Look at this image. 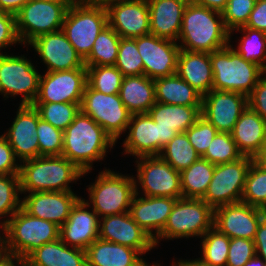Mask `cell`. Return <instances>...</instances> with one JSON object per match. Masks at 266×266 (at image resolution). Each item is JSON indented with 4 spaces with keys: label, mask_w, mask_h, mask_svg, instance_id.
<instances>
[{
    "label": "cell",
    "mask_w": 266,
    "mask_h": 266,
    "mask_svg": "<svg viewBox=\"0 0 266 266\" xmlns=\"http://www.w3.org/2000/svg\"><path fill=\"white\" fill-rule=\"evenodd\" d=\"M115 141L90 116L81 111L63 131L62 156L74 163L86 175L93 162L102 161Z\"/></svg>",
    "instance_id": "cell-1"
},
{
    "label": "cell",
    "mask_w": 266,
    "mask_h": 266,
    "mask_svg": "<svg viewBox=\"0 0 266 266\" xmlns=\"http://www.w3.org/2000/svg\"><path fill=\"white\" fill-rule=\"evenodd\" d=\"M177 41L180 42V49L208 53L231 43L221 12L197 5L191 0L184 10Z\"/></svg>",
    "instance_id": "cell-2"
},
{
    "label": "cell",
    "mask_w": 266,
    "mask_h": 266,
    "mask_svg": "<svg viewBox=\"0 0 266 266\" xmlns=\"http://www.w3.org/2000/svg\"><path fill=\"white\" fill-rule=\"evenodd\" d=\"M83 173L64 156H38L22 161L19 171L21 194L72 191L69 184L76 183Z\"/></svg>",
    "instance_id": "cell-3"
},
{
    "label": "cell",
    "mask_w": 266,
    "mask_h": 266,
    "mask_svg": "<svg viewBox=\"0 0 266 266\" xmlns=\"http://www.w3.org/2000/svg\"><path fill=\"white\" fill-rule=\"evenodd\" d=\"M107 26L108 15L103 2L74 0L65 14L62 30L84 60L98 34Z\"/></svg>",
    "instance_id": "cell-4"
},
{
    "label": "cell",
    "mask_w": 266,
    "mask_h": 266,
    "mask_svg": "<svg viewBox=\"0 0 266 266\" xmlns=\"http://www.w3.org/2000/svg\"><path fill=\"white\" fill-rule=\"evenodd\" d=\"M210 60L214 90L238 92L248 97L262 77V68L243 59L231 44L210 53Z\"/></svg>",
    "instance_id": "cell-5"
},
{
    "label": "cell",
    "mask_w": 266,
    "mask_h": 266,
    "mask_svg": "<svg viewBox=\"0 0 266 266\" xmlns=\"http://www.w3.org/2000/svg\"><path fill=\"white\" fill-rule=\"evenodd\" d=\"M7 253L27 257L36 248L59 238L60 227L28 214L22 207L2 222Z\"/></svg>",
    "instance_id": "cell-6"
},
{
    "label": "cell",
    "mask_w": 266,
    "mask_h": 266,
    "mask_svg": "<svg viewBox=\"0 0 266 266\" xmlns=\"http://www.w3.org/2000/svg\"><path fill=\"white\" fill-rule=\"evenodd\" d=\"M96 178L87 188L89 200L84 199L90 208L92 205V209L100 218L129 212L135 195L133 175H123L105 168Z\"/></svg>",
    "instance_id": "cell-7"
},
{
    "label": "cell",
    "mask_w": 266,
    "mask_h": 266,
    "mask_svg": "<svg viewBox=\"0 0 266 266\" xmlns=\"http://www.w3.org/2000/svg\"><path fill=\"white\" fill-rule=\"evenodd\" d=\"M214 226V209L202 199L179 198L172 207L161 234L154 240L155 247L159 240L179 238H201Z\"/></svg>",
    "instance_id": "cell-8"
},
{
    "label": "cell",
    "mask_w": 266,
    "mask_h": 266,
    "mask_svg": "<svg viewBox=\"0 0 266 266\" xmlns=\"http://www.w3.org/2000/svg\"><path fill=\"white\" fill-rule=\"evenodd\" d=\"M74 0H29L15 15L24 46L35 38L62 29L67 9Z\"/></svg>",
    "instance_id": "cell-9"
},
{
    "label": "cell",
    "mask_w": 266,
    "mask_h": 266,
    "mask_svg": "<svg viewBox=\"0 0 266 266\" xmlns=\"http://www.w3.org/2000/svg\"><path fill=\"white\" fill-rule=\"evenodd\" d=\"M81 112L90 116L117 142L127 132L131 113L117 94H104L86 84L80 104Z\"/></svg>",
    "instance_id": "cell-10"
},
{
    "label": "cell",
    "mask_w": 266,
    "mask_h": 266,
    "mask_svg": "<svg viewBox=\"0 0 266 266\" xmlns=\"http://www.w3.org/2000/svg\"><path fill=\"white\" fill-rule=\"evenodd\" d=\"M137 174L135 193L139 186L143 196L146 197H171L182 198L180 171L175 170L160 156H142L135 158ZM138 159V160H137ZM139 184V185H138Z\"/></svg>",
    "instance_id": "cell-11"
},
{
    "label": "cell",
    "mask_w": 266,
    "mask_h": 266,
    "mask_svg": "<svg viewBox=\"0 0 266 266\" xmlns=\"http://www.w3.org/2000/svg\"><path fill=\"white\" fill-rule=\"evenodd\" d=\"M24 55L0 54V93L3 98L22 95L20 105H32L39 92L40 75Z\"/></svg>",
    "instance_id": "cell-12"
},
{
    "label": "cell",
    "mask_w": 266,
    "mask_h": 266,
    "mask_svg": "<svg viewBox=\"0 0 266 266\" xmlns=\"http://www.w3.org/2000/svg\"><path fill=\"white\" fill-rule=\"evenodd\" d=\"M254 158L243 156L240 159L215 165L208 189L202 198L213 209L241 202L246 175Z\"/></svg>",
    "instance_id": "cell-13"
},
{
    "label": "cell",
    "mask_w": 266,
    "mask_h": 266,
    "mask_svg": "<svg viewBox=\"0 0 266 266\" xmlns=\"http://www.w3.org/2000/svg\"><path fill=\"white\" fill-rule=\"evenodd\" d=\"M86 84L87 68L45 72L34 103H81Z\"/></svg>",
    "instance_id": "cell-14"
},
{
    "label": "cell",
    "mask_w": 266,
    "mask_h": 266,
    "mask_svg": "<svg viewBox=\"0 0 266 266\" xmlns=\"http://www.w3.org/2000/svg\"><path fill=\"white\" fill-rule=\"evenodd\" d=\"M136 46L143 61L145 76L155 80L176 73L181 50L177 41L149 33L136 37Z\"/></svg>",
    "instance_id": "cell-15"
},
{
    "label": "cell",
    "mask_w": 266,
    "mask_h": 266,
    "mask_svg": "<svg viewBox=\"0 0 266 266\" xmlns=\"http://www.w3.org/2000/svg\"><path fill=\"white\" fill-rule=\"evenodd\" d=\"M108 25L122 38H136L150 33L147 0H104Z\"/></svg>",
    "instance_id": "cell-16"
},
{
    "label": "cell",
    "mask_w": 266,
    "mask_h": 266,
    "mask_svg": "<svg viewBox=\"0 0 266 266\" xmlns=\"http://www.w3.org/2000/svg\"><path fill=\"white\" fill-rule=\"evenodd\" d=\"M247 107L248 97L246 95L212 89L202 98L201 116L218 132L231 133Z\"/></svg>",
    "instance_id": "cell-17"
},
{
    "label": "cell",
    "mask_w": 266,
    "mask_h": 266,
    "mask_svg": "<svg viewBox=\"0 0 266 266\" xmlns=\"http://www.w3.org/2000/svg\"><path fill=\"white\" fill-rule=\"evenodd\" d=\"M266 211L238 202L214 209V227L229 238L254 240L257 227Z\"/></svg>",
    "instance_id": "cell-18"
},
{
    "label": "cell",
    "mask_w": 266,
    "mask_h": 266,
    "mask_svg": "<svg viewBox=\"0 0 266 266\" xmlns=\"http://www.w3.org/2000/svg\"><path fill=\"white\" fill-rule=\"evenodd\" d=\"M29 45L34 48L40 60L46 65V72L86 68L83 58L68 41L62 29L41 35Z\"/></svg>",
    "instance_id": "cell-19"
},
{
    "label": "cell",
    "mask_w": 266,
    "mask_h": 266,
    "mask_svg": "<svg viewBox=\"0 0 266 266\" xmlns=\"http://www.w3.org/2000/svg\"><path fill=\"white\" fill-rule=\"evenodd\" d=\"M99 238L133 248L141 255L156 248L154 240L133 220L129 212L100 218Z\"/></svg>",
    "instance_id": "cell-20"
},
{
    "label": "cell",
    "mask_w": 266,
    "mask_h": 266,
    "mask_svg": "<svg viewBox=\"0 0 266 266\" xmlns=\"http://www.w3.org/2000/svg\"><path fill=\"white\" fill-rule=\"evenodd\" d=\"M39 119V113L33 105H19L11 127L2 134L11 145L20 163L39 156L36 132Z\"/></svg>",
    "instance_id": "cell-21"
},
{
    "label": "cell",
    "mask_w": 266,
    "mask_h": 266,
    "mask_svg": "<svg viewBox=\"0 0 266 266\" xmlns=\"http://www.w3.org/2000/svg\"><path fill=\"white\" fill-rule=\"evenodd\" d=\"M83 198L72 206L69 218L60 227L59 238L68 246L86 251L99 238L100 218Z\"/></svg>",
    "instance_id": "cell-22"
},
{
    "label": "cell",
    "mask_w": 266,
    "mask_h": 266,
    "mask_svg": "<svg viewBox=\"0 0 266 266\" xmlns=\"http://www.w3.org/2000/svg\"><path fill=\"white\" fill-rule=\"evenodd\" d=\"M202 106H183L155 102L147 112L158 123L159 155L176 134L184 133L201 116Z\"/></svg>",
    "instance_id": "cell-23"
},
{
    "label": "cell",
    "mask_w": 266,
    "mask_h": 266,
    "mask_svg": "<svg viewBox=\"0 0 266 266\" xmlns=\"http://www.w3.org/2000/svg\"><path fill=\"white\" fill-rule=\"evenodd\" d=\"M21 207L30 215L51 221L61 227L69 218L72 206L80 198L73 191L31 192Z\"/></svg>",
    "instance_id": "cell-24"
},
{
    "label": "cell",
    "mask_w": 266,
    "mask_h": 266,
    "mask_svg": "<svg viewBox=\"0 0 266 266\" xmlns=\"http://www.w3.org/2000/svg\"><path fill=\"white\" fill-rule=\"evenodd\" d=\"M139 194L138 192L133 196L129 213L150 238L155 240L163 231L177 199L162 196L140 197Z\"/></svg>",
    "instance_id": "cell-25"
},
{
    "label": "cell",
    "mask_w": 266,
    "mask_h": 266,
    "mask_svg": "<svg viewBox=\"0 0 266 266\" xmlns=\"http://www.w3.org/2000/svg\"><path fill=\"white\" fill-rule=\"evenodd\" d=\"M123 141L124 154L132 156H159L158 123L148 113L132 114Z\"/></svg>",
    "instance_id": "cell-26"
},
{
    "label": "cell",
    "mask_w": 266,
    "mask_h": 266,
    "mask_svg": "<svg viewBox=\"0 0 266 266\" xmlns=\"http://www.w3.org/2000/svg\"><path fill=\"white\" fill-rule=\"evenodd\" d=\"M190 0H147L150 33L159 38L177 41L184 10Z\"/></svg>",
    "instance_id": "cell-27"
},
{
    "label": "cell",
    "mask_w": 266,
    "mask_h": 266,
    "mask_svg": "<svg viewBox=\"0 0 266 266\" xmlns=\"http://www.w3.org/2000/svg\"><path fill=\"white\" fill-rule=\"evenodd\" d=\"M231 135L243 156L255 158L266 145V120L248 106Z\"/></svg>",
    "instance_id": "cell-28"
},
{
    "label": "cell",
    "mask_w": 266,
    "mask_h": 266,
    "mask_svg": "<svg viewBox=\"0 0 266 266\" xmlns=\"http://www.w3.org/2000/svg\"><path fill=\"white\" fill-rule=\"evenodd\" d=\"M176 74L202 96L212 90L213 70L210 53L181 49Z\"/></svg>",
    "instance_id": "cell-29"
},
{
    "label": "cell",
    "mask_w": 266,
    "mask_h": 266,
    "mask_svg": "<svg viewBox=\"0 0 266 266\" xmlns=\"http://www.w3.org/2000/svg\"><path fill=\"white\" fill-rule=\"evenodd\" d=\"M135 249L103 239H96L86 249L87 266H148Z\"/></svg>",
    "instance_id": "cell-30"
},
{
    "label": "cell",
    "mask_w": 266,
    "mask_h": 266,
    "mask_svg": "<svg viewBox=\"0 0 266 266\" xmlns=\"http://www.w3.org/2000/svg\"><path fill=\"white\" fill-rule=\"evenodd\" d=\"M28 266H87L86 251L66 245L60 238L36 248Z\"/></svg>",
    "instance_id": "cell-31"
},
{
    "label": "cell",
    "mask_w": 266,
    "mask_h": 266,
    "mask_svg": "<svg viewBox=\"0 0 266 266\" xmlns=\"http://www.w3.org/2000/svg\"><path fill=\"white\" fill-rule=\"evenodd\" d=\"M119 96L131 114L147 113L156 102L154 80L145 75L124 76Z\"/></svg>",
    "instance_id": "cell-32"
},
{
    "label": "cell",
    "mask_w": 266,
    "mask_h": 266,
    "mask_svg": "<svg viewBox=\"0 0 266 266\" xmlns=\"http://www.w3.org/2000/svg\"><path fill=\"white\" fill-rule=\"evenodd\" d=\"M155 100L159 103L202 106L203 96L176 73L154 80Z\"/></svg>",
    "instance_id": "cell-33"
},
{
    "label": "cell",
    "mask_w": 266,
    "mask_h": 266,
    "mask_svg": "<svg viewBox=\"0 0 266 266\" xmlns=\"http://www.w3.org/2000/svg\"><path fill=\"white\" fill-rule=\"evenodd\" d=\"M215 165L200 157L190 167L180 171L183 198L202 199L211 182Z\"/></svg>",
    "instance_id": "cell-34"
},
{
    "label": "cell",
    "mask_w": 266,
    "mask_h": 266,
    "mask_svg": "<svg viewBox=\"0 0 266 266\" xmlns=\"http://www.w3.org/2000/svg\"><path fill=\"white\" fill-rule=\"evenodd\" d=\"M200 245L202 257L193 260L199 266H226L230 245L227 235L213 226L201 237Z\"/></svg>",
    "instance_id": "cell-35"
},
{
    "label": "cell",
    "mask_w": 266,
    "mask_h": 266,
    "mask_svg": "<svg viewBox=\"0 0 266 266\" xmlns=\"http://www.w3.org/2000/svg\"><path fill=\"white\" fill-rule=\"evenodd\" d=\"M121 37L109 25L96 38L90 54L84 59L85 66L115 65Z\"/></svg>",
    "instance_id": "cell-36"
},
{
    "label": "cell",
    "mask_w": 266,
    "mask_h": 266,
    "mask_svg": "<svg viewBox=\"0 0 266 266\" xmlns=\"http://www.w3.org/2000/svg\"><path fill=\"white\" fill-rule=\"evenodd\" d=\"M243 33L237 49L232 47L246 61L255 63L261 68L266 62V33L245 26L229 32V39L233 32Z\"/></svg>",
    "instance_id": "cell-37"
},
{
    "label": "cell",
    "mask_w": 266,
    "mask_h": 266,
    "mask_svg": "<svg viewBox=\"0 0 266 266\" xmlns=\"http://www.w3.org/2000/svg\"><path fill=\"white\" fill-rule=\"evenodd\" d=\"M159 156L178 171L190 167L201 157L189 142L185 132L176 134L163 147Z\"/></svg>",
    "instance_id": "cell-38"
},
{
    "label": "cell",
    "mask_w": 266,
    "mask_h": 266,
    "mask_svg": "<svg viewBox=\"0 0 266 266\" xmlns=\"http://www.w3.org/2000/svg\"><path fill=\"white\" fill-rule=\"evenodd\" d=\"M81 103H33L42 120L64 131L81 111Z\"/></svg>",
    "instance_id": "cell-39"
},
{
    "label": "cell",
    "mask_w": 266,
    "mask_h": 266,
    "mask_svg": "<svg viewBox=\"0 0 266 266\" xmlns=\"http://www.w3.org/2000/svg\"><path fill=\"white\" fill-rule=\"evenodd\" d=\"M241 202L266 211V170L254 160L246 175Z\"/></svg>",
    "instance_id": "cell-40"
},
{
    "label": "cell",
    "mask_w": 266,
    "mask_h": 266,
    "mask_svg": "<svg viewBox=\"0 0 266 266\" xmlns=\"http://www.w3.org/2000/svg\"><path fill=\"white\" fill-rule=\"evenodd\" d=\"M87 84L104 94H117L123 80L122 73L115 65L86 66Z\"/></svg>",
    "instance_id": "cell-41"
},
{
    "label": "cell",
    "mask_w": 266,
    "mask_h": 266,
    "mask_svg": "<svg viewBox=\"0 0 266 266\" xmlns=\"http://www.w3.org/2000/svg\"><path fill=\"white\" fill-rule=\"evenodd\" d=\"M19 175H0V220L3 216L11 218L21 208ZM0 232L5 231L0 221Z\"/></svg>",
    "instance_id": "cell-42"
},
{
    "label": "cell",
    "mask_w": 266,
    "mask_h": 266,
    "mask_svg": "<svg viewBox=\"0 0 266 266\" xmlns=\"http://www.w3.org/2000/svg\"><path fill=\"white\" fill-rule=\"evenodd\" d=\"M243 157L238 150L231 133L218 132L211 141L207 151L202 158L211 164L218 165L234 162Z\"/></svg>",
    "instance_id": "cell-43"
},
{
    "label": "cell",
    "mask_w": 266,
    "mask_h": 266,
    "mask_svg": "<svg viewBox=\"0 0 266 266\" xmlns=\"http://www.w3.org/2000/svg\"><path fill=\"white\" fill-rule=\"evenodd\" d=\"M115 66L123 76L144 75L143 61L136 46V38L121 37Z\"/></svg>",
    "instance_id": "cell-44"
},
{
    "label": "cell",
    "mask_w": 266,
    "mask_h": 266,
    "mask_svg": "<svg viewBox=\"0 0 266 266\" xmlns=\"http://www.w3.org/2000/svg\"><path fill=\"white\" fill-rule=\"evenodd\" d=\"M36 132L38 136L39 156H62V130L55 128L40 118Z\"/></svg>",
    "instance_id": "cell-45"
},
{
    "label": "cell",
    "mask_w": 266,
    "mask_h": 266,
    "mask_svg": "<svg viewBox=\"0 0 266 266\" xmlns=\"http://www.w3.org/2000/svg\"><path fill=\"white\" fill-rule=\"evenodd\" d=\"M257 0H228L221 12L226 29L231 32L245 26Z\"/></svg>",
    "instance_id": "cell-46"
},
{
    "label": "cell",
    "mask_w": 266,
    "mask_h": 266,
    "mask_svg": "<svg viewBox=\"0 0 266 266\" xmlns=\"http://www.w3.org/2000/svg\"><path fill=\"white\" fill-rule=\"evenodd\" d=\"M185 133L191 145L202 157L218 131L210 122L200 116Z\"/></svg>",
    "instance_id": "cell-47"
},
{
    "label": "cell",
    "mask_w": 266,
    "mask_h": 266,
    "mask_svg": "<svg viewBox=\"0 0 266 266\" xmlns=\"http://www.w3.org/2000/svg\"><path fill=\"white\" fill-rule=\"evenodd\" d=\"M256 255L254 240L230 238L226 266H244Z\"/></svg>",
    "instance_id": "cell-48"
},
{
    "label": "cell",
    "mask_w": 266,
    "mask_h": 266,
    "mask_svg": "<svg viewBox=\"0 0 266 266\" xmlns=\"http://www.w3.org/2000/svg\"><path fill=\"white\" fill-rule=\"evenodd\" d=\"M17 43L21 44L19 39L15 15L0 10V54L2 49H6Z\"/></svg>",
    "instance_id": "cell-49"
},
{
    "label": "cell",
    "mask_w": 266,
    "mask_h": 266,
    "mask_svg": "<svg viewBox=\"0 0 266 266\" xmlns=\"http://www.w3.org/2000/svg\"><path fill=\"white\" fill-rule=\"evenodd\" d=\"M20 164L7 139L0 136V175H19Z\"/></svg>",
    "instance_id": "cell-50"
},
{
    "label": "cell",
    "mask_w": 266,
    "mask_h": 266,
    "mask_svg": "<svg viewBox=\"0 0 266 266\" xmlns=\"http://www.w3.org/2000/svg\"><path fill=\"white\" fill-rule=\"evenodd\" d=\"M248 106L266 120V78L261 77L248 96Z\"/></svg>",
    "instance_id": "cell-51"
},
{
    "label": "cell",
    "mask_w": 266,
    "mask_h": 266,
    "mask_svg": "<svg viewBox=\"0 0 266 266\" xmlns=\"http://www.w3.org/2000/svg\"><path fill=\"white\" fill-rule=\"evenodd\" d=\"M245 27L266 33V0H257Z\"/></svg>",
    "instance_id": "cell-52"
},
{
    "label": "cell",
    "mask_w": 266,
    "mask_h": 266,
    "mask_svg": "<svg viewBox=\"0 0 266 266\" xmlns=\"http://www.w3.org/2000/svg\"><path fill=\"white\" fill-rule=\"evenodd\" d=\"M256 255L266 262V215L261 219L254 239Z\"/></svg>",
    "instance_id": "cell-53"
},
{
    "label": "cell",
    "mask_w": 266,
    "mask_h": 266,
    "mask_svg": "<svg viewBox=\"0 0 266 266\" xmlns=\"http://www.w3.org/2000/svg\"><path fill=\"white\" fill-rule=\"evenodd\" d=\"M0 266H28V261L26 257L5 252L0 256Z\"/></svg>",
    "instance_id": "cell-54"
},
{
    "label": "cell",
    "mask_w": 266,
    "mask_h": 266,
    "mask_svg": "<svg viewBox=\"0 0 266 266\" xmlns=\"http://www.w3.org/2000/svg\"><path fill=\"white\" fill-rule=\"evenodd\" d=\"M29 0H0V10L16 15Z\"/></svg>",
    "instance_id": "cell-55"
},
{
    "label": "cell",
    "mask_w": 266,
    "mask_h": 266,
    "mask_svg": "<svg viewBox=\"0 0 266 266\" xmlns=\"http://www.w3.org/2000/svg\"><path fill=\"white\" fill-rule=\"evenodd\" d=\"M193 3L207 7L209 9L222 12L228 0H191Z\"/></svg>",
    "instance_id": "cell-56"
},
{
    "label": "cell",
    "mask_w": 266,
    "mask_h": 266,
    "mask_svg": "<svg viewBox=\"0 0 266 266\" xmlns=\"http://www.w3.org/2000/svg\"><path fill=\"white\" fill-rule=\"evenodd\" d=\"M254 161L266 170V145L263 147L262 151L254 158Z\"/></svg>",
    "instance_id": "cell-57"
},
{
    "label": "cell",
    "mask_w": 266,
    "mask_h": 266,
    "mask_svg": "<svg viewBox=\"0 0 266 266\" xmlns=\"http://www.w3.org/2000/svg\"><path fill=\"white\" fill-rule=\"evenodd\" d=\"M244 266H266V262L255 255L253 258L247 261V263Z\"/></svg>",
    "instance_id": "cell-58"
},
{
    "label": "cell",
    "mask_w": 266,
    "mask_h": 266,
    "mask_svg": "<svg viewBox=\"0 0 266 266\" xmlns=\"http://www.w3.org/2000/svg\"><path fill=\"white\" fill-rule=\"evenodd\" d=\"M171 266H199L195 261L193 260H179L176 262H172Z\"/></svg>",
    "instance_id": "cell-59"
},
{
    "label": "cell",
    "mask_w": 266,
    "mask_h": 266,
    "mask_svg": "<svg viewBox=\"0 0 266 266\" xmlns=\"http://www.w3.org/2000/svg\"><path fill=\"white\" fill-rule=\"evenodd\" d=\"M3 234H5V231H3L2 234L0 233V256H2L6 252V249H5V235H3Z\"/></svg>",
    "instance_id": "cell-60"
},
{
    "label": "cell",
    "mask_w": 266,
    "mask_h": 266,
    "mask_svg": "<svg viewBox=\"0 0 266 266\" xmlns=\"http://www.w3.org/2000/svg\"><path fill=\"white\" fill-rule=\"evenodd\" d=\"M262 76L266 78V62L262 66Z\"/></svg>",
    "instance_id": "cell-61"
},
{
    "label": "cell",
    "mask_w": 266,
    "mask_h": 266,
    "mask_svg": "<svg viewBox=\"0 0 266 266\" xmlns=\"http://www.w3.org/2000/svg\"><path fill=\"white\" fill-rule=\"evenodd\" d=\"M81 1H95V2H103L104 0H81Z\"/></svg>",
    "instance_id": "cell-62"
},
{
    "label": "cell",
    "mask_w": 266,
    "mask_h": 266,
    "mask_svg": "<svg viewBox=\"0 0 266 266\" xmlns=\"http://www.w3.org/2000/svg\"><path fill=\"white\" fill-rule=\"evenodd\" d=\"M148 266H160V264L159 263H152V265L150 264V265H148Z\"/></svg>",
    "instance_id": "cell-63"
}]
</instances>
